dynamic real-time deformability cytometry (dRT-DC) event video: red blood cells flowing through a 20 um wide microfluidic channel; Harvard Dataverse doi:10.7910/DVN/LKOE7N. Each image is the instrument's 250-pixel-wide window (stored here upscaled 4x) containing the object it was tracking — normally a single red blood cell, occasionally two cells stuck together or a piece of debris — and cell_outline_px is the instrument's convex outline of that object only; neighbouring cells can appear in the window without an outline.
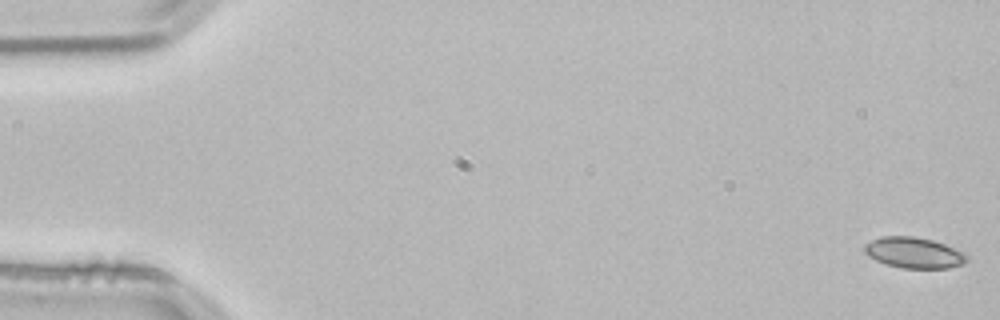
{"species": "common noctule bat (a hibernating species)", "species_latin": "Nyctalus noctula", "temperature_condition": "room temperature", "stored_images_in_passage": 54, "camera_frame_rate_fps": 3000, "um_per_image_px": 0.085, "animal": {"sex": "male", "body_mass_g": 21.5, "forearm_length_mm": 52.0}, "frame": {"image": 1, "passage_image": 1, "time_ms": 0.0, "image_size_px": [1000, 320], "cell_outline_px": [[968, 260], [964, 264], [948, 268], [900, 268], [884, 264], [868, 256], [864, 252], [864, 244], [880, 236], [912, 236], [932, 240], [944, 244], [964, 252], [968, 256]], "centroid_in_image_um": [77.67, 21.49], "position_along_channel_um": 7.3, "area_um2": 18.55}}
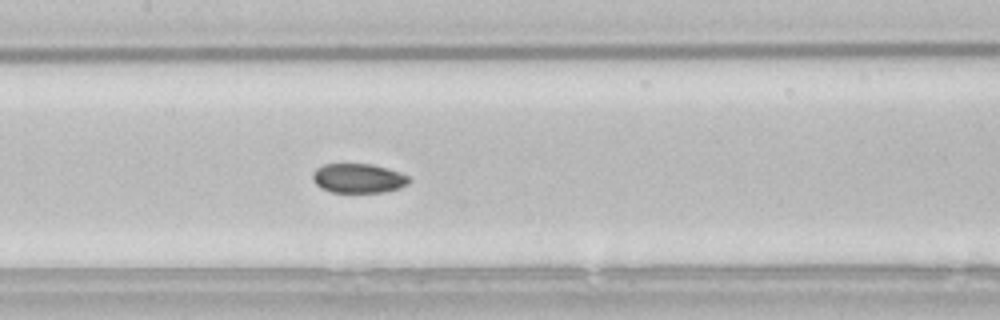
{"frame": {"image": 2, "passage_image": 26, "time_ms": 8.333, "image_size_px": [1000, 320], "cell_outline_px": [[412, 180], [408, 184], [400, 188], [384, 192], [332, 192], [320, 188], [312, 180], [312, 172], [316, 168], [324, 164], [372, 164], [388, 168], [400, 172], [408, 176]], "centroid_in_image_um": [30.46, 15.15], "position_along_channel_um": 176.9, "area_um2": 16.7}}
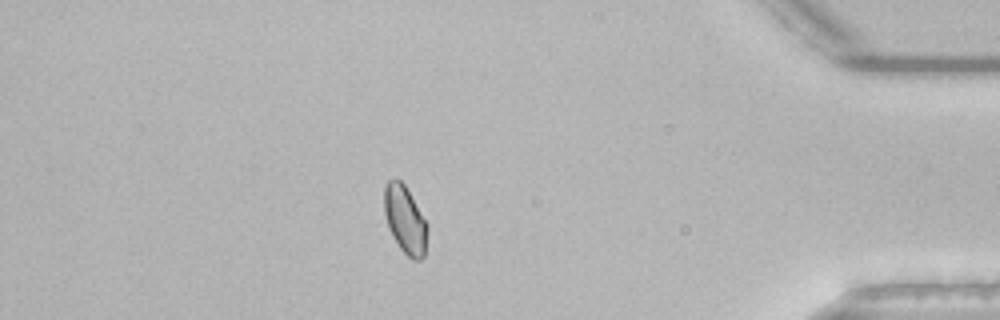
{"frame": {"image": 3, "passage_image": 47, "time_ms": 15.333, "image_size_px": [1000, 320], "cell_outline_px": [[428, 232], [424, 256], [420, 260], [412, 260], [400, 248], [392, 236], [388, 228], [384, 212], [384, 188], [388, 180], [396, 176], [404, 184], [424, 220], [428, 228]], "centroid_in_image_um": [34.4, 18.68], "position_along_channel_um": 400.8, "area_um2": 16.94}, "authors_computed_cell_mechanics": {"area_um2": 17.34, "velocity_mm_per_s": 3.7942, "shape_relaxation_time_tau1_ms": 10.0968, "shape_relaxation_time_tau2_ms": 2.1492, "deformation_change_tau1": 0.1079, "deformation_change_tau2": 0.0439}}